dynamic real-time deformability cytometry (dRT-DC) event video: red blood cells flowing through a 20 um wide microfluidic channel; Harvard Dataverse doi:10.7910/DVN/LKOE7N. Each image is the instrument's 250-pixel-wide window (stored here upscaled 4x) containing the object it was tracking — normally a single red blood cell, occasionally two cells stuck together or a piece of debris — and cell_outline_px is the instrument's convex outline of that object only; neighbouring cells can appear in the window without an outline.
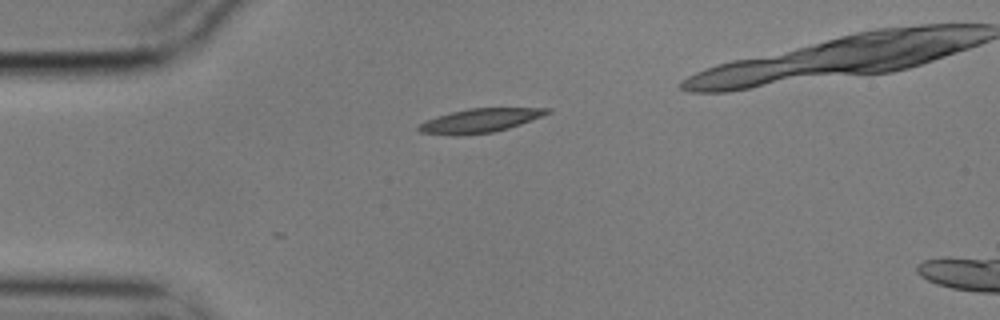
{"species": "common noctule bat (a hibernating species)", "species_latin": "Nyctalus noctula", "temperature_condition": "cold", "stored_images_in_passage": 14, "camera_frame_rate_fps": 3000, "um_per_image_px": 0.085, "animal": {"sex": "male", "body_mass_g": 17.9}, "frame": {"image": 1, "passage_image": 1, "time_ms": 0.0, "image_size_px": [1000, 320], "cell_outline_px": [[552, 112], [520, 124], [508, 128], [492, 132], [452, 136], [420, 132], [416, 128], [424, 120], [436, 116], [468, 108], [552, 108]], "centroid_in_image_um": [40.75, 10.25], "position_along_channel_um": 44.2, "area_um2": 17.86}}
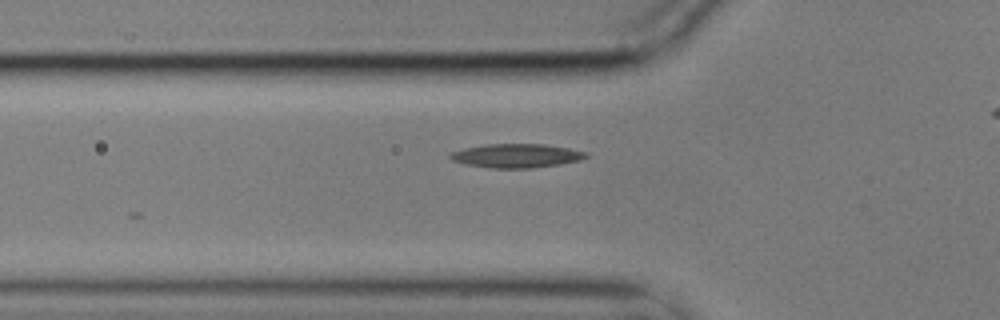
{"frame": {"image": 2, "passage_image": 6, "time_ms": 1.667, "image_size_px": [1000, 320], "cell_outline_px": [[588, 156], [580, 160], [560, 164], [532, 168], [492, 168], [468, 164], [452, 160], [448, 156], [452, 152], [464, 148], [488, 144], [544, 144], [568, 148], [588, 152]], "centroid_in_image_um": [43.93, 13.23], "position_along_channel_um": 81.9, "area_um2": 18.73}}
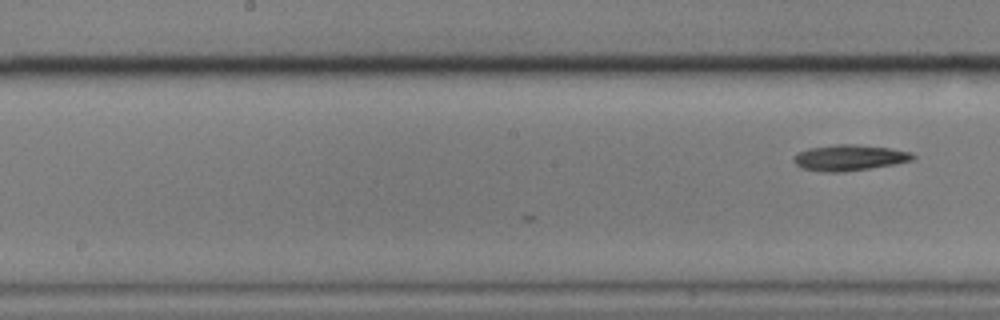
{"frame": {"image": 3, "passage_image": 14, "time_ms": 4.333, "image_size_px": [1000, 320], "cell_outline_px": [[916, 156], [912, 160], [892, 164], [844, 172], [824, 172], [804, 168], [796, 164], [792, 160], [792, 156], [808, 148], [836, 144], [852, 144], [888, 148], [912, 152]], "centroid_in_image_um": [72.17, 13.4], "position_along_channel_um": 176.0, "area_um2": 17.74}}